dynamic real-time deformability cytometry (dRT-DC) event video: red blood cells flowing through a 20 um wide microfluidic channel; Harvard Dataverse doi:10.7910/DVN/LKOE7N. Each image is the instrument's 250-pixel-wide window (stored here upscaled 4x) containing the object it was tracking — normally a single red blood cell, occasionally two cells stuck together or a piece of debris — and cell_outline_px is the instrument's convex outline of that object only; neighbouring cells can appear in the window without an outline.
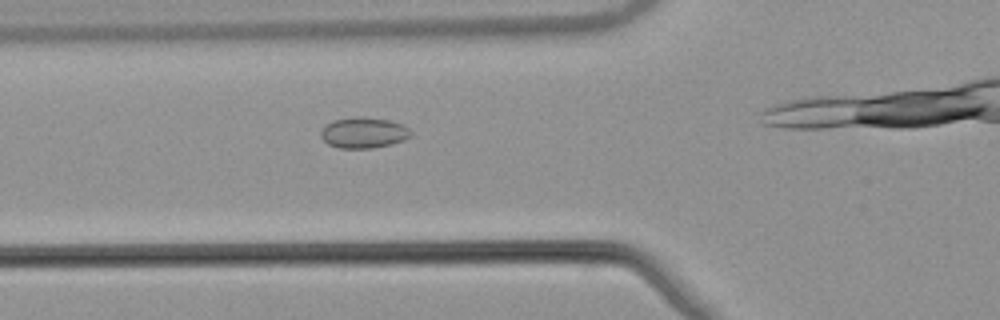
{"species": "common noctule bat (a hibernating species)", "species_latin": "Nyctalus noctula", "temperature_condition": "warm", "stored_images_in_passage": 29, "camera_frame_rate_fps": 3000, "um_per_image_px": 0.085, "animal": {"sex": "male", "body_mass_g": 21.5, "forearm_length_mm": 52.0}, "frame": {"image": 1, "passage_image": 6, "time_ms": 1.667, "image_size_px": [1000, 320], "cell_outline_px": [[412, 136], [404, 140], [392, 144], [372, 148], [340, 148], [328, 144], [320, 136], [320, 132], [324, 124], [332, 120], [360, 116], [364, 116], [388, 120], [404, 124], [412, 132]], "centroid_in_image_um": [30.91, 11.27], "position_along_channel_um": 94.9, "area_um2": 16.42}}
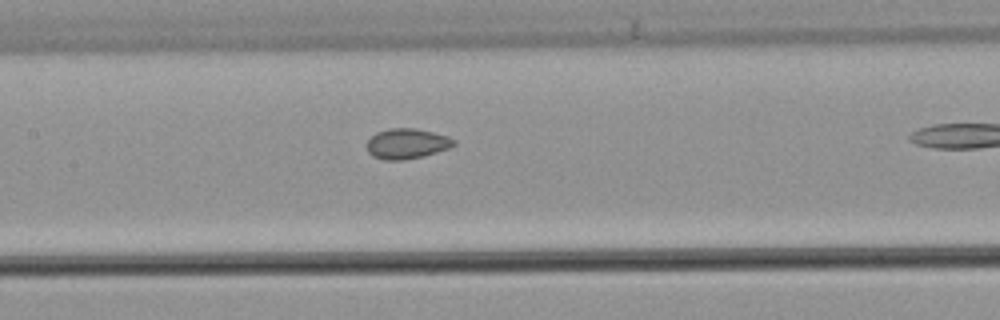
{"frame": {"image": 2, "passage_image": 12, "time_ms": 3.667, "image_size_px": [1000, 320], "cell_outline_px": [[456, 144], [448, 148], [424, 156], [404, 160], [384, 160], [372, 156], [368, 152], [368, 140], [376, 132], [388, 128], [416, 128], [448, 136], [456, 140]], "centroid_in_image_um": [34.58, 12.21], "position_along_channel_um": 172.8, "area_um2": 15.37}}
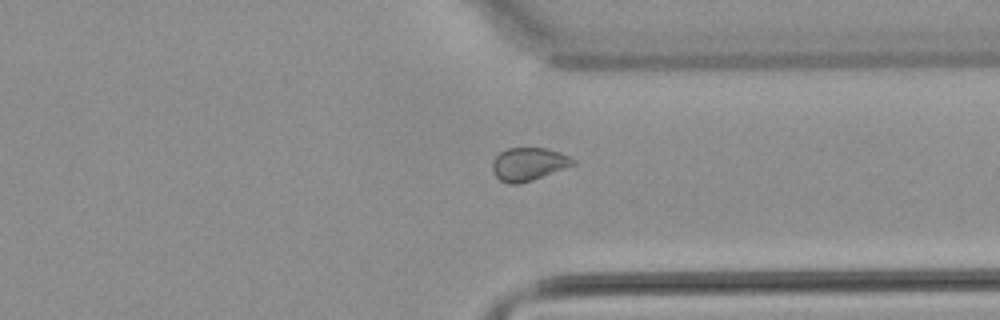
{"frame": {"image": 3, "passage_image": 27, "time_ms": 8.667, "image_size_px": [1000, 320], "cell_outline_px": [[576, 164], [532, 180], [520, 184], [508, 184], [500, 180], [492, 172], [492, 160], [500, 152], [508, 148], [544, 148], [560, 152], [576, 160]], "centroid_in_image_um": [44.91, 13.95], "position_along_channel_um": 366.5, "area_um2": 15.55}}